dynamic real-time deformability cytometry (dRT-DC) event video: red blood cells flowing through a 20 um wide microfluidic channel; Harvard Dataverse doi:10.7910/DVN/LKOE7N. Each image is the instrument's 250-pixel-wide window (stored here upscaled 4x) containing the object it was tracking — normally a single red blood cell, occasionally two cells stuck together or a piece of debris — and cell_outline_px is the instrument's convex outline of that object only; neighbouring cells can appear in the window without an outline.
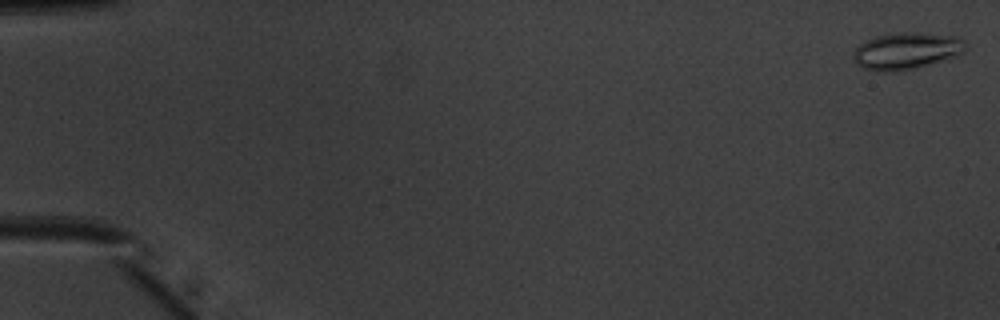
{"species": "common noctule bat (a hibernating species)", "species_latin": "Nyctalus noctula", "temperature_condition": "warm", "stored_images_in_passage": 11, "camera_frame_rate_fps": 3000, "um_per_image_px": 0.085, "animal": {"sex": "male", "body_mass_g": 20.1, "forearm_length_mm": 53.5}, "frame": {"image": 1, "passage_image": 1, "time_ms": 0.0, "image_size_px": [1000, 320], "cell_outline_px": [[968, 48], [964, 52], [956, 56], [916, 68], [896, 72], [876, 72], [860, 68], [856, 64], [852, 56], [852, 52], [860, 44], [876, 36], [896, 32], [916, 32], [956, 36], [964, 40], [968, 44]], "centroid_in_image_um": [77.04, 4.34], "position_along_channel_um": 8.0, "area_um2": 24.57}}